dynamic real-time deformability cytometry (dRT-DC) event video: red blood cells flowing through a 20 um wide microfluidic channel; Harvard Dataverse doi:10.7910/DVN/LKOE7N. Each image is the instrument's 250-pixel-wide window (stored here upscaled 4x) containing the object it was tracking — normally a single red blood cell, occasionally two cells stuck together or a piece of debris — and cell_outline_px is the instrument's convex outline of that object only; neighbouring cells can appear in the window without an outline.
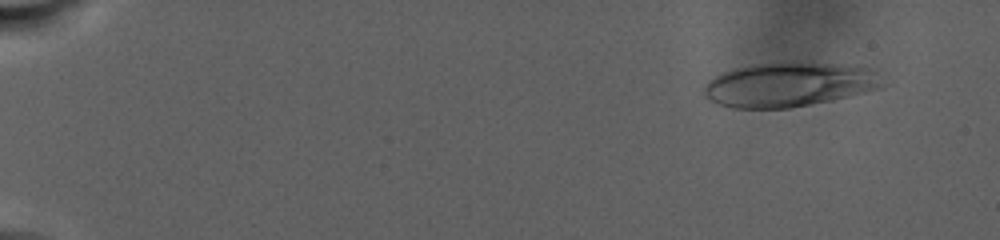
{"species": "human", "species_latin": "Homo sapiens", "temperature_condition": "warm", "stored_images_in_passage": 134, "camera_frame_rate_fps": 3000, "um_per_image_px": 0.085, "donor": {"sex": "male"}, "frame": {"image": 1, "passage_image": 10, "time_ms": 2.667, "image_size_px": [1000, 240], "cell_outline_px": [[884, 88], [832, 100], [788, 108], [736, 108], [720, 104], [708, 100], [704, 96], [704, 84], [708, 80], [724, 72], [736, 68], [756, 64], [856, 64], [868, 68], [876, 72], [884, 84]], "centroid_in_image_um": [67.1, 7.21], "position_along_channel_um": 17.9, "area_um2": 45.6}}
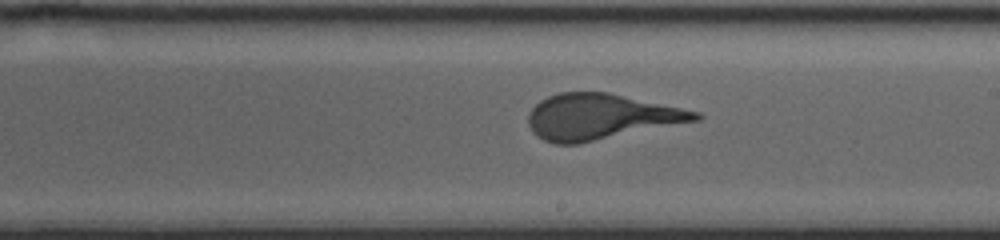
{"frame": {"image": 2, "passage_image": 82, "time_ms": 19.333, "image_size_px": [1000, 240], "cell_outline_px": [[704, 116], [700, 120], [576, 144], [556, 144], [544, 140], [532, 132], [528, 124], [528, 112], [540, 100], [548, 96], [560, 92], [608, 92], [700, 112]], "centroid_in_image_um": [51.04, 9.92], "position_along_channel_um": 238.0, "area_um2": 44.27}}
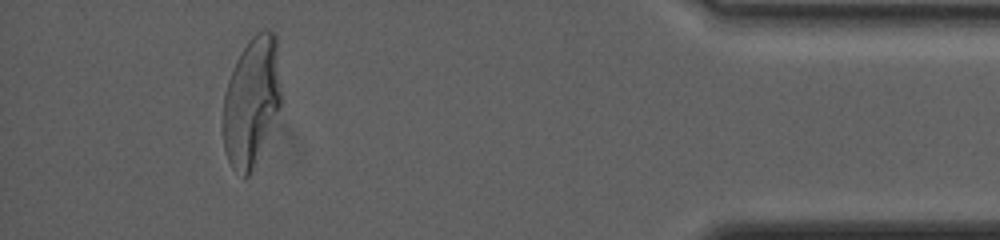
{"frame": {"image": 3, "passage_image": 126, "time_ms": 29.0, "image_size_px": [1000, 240], "cell_outline_px": [[284, 100], [252, 168], [248, 176], [244, 180], [232, 168], [224, 152], [224, 92], [228, 80], [236, 60], [248, 40], [256, 32], [264, 28], [268, 28], [276, 32]], "centroid_in_image_um": [21.43, 8.54], "position_along_channel_um": 413.8, "area_um2": 44.39}}